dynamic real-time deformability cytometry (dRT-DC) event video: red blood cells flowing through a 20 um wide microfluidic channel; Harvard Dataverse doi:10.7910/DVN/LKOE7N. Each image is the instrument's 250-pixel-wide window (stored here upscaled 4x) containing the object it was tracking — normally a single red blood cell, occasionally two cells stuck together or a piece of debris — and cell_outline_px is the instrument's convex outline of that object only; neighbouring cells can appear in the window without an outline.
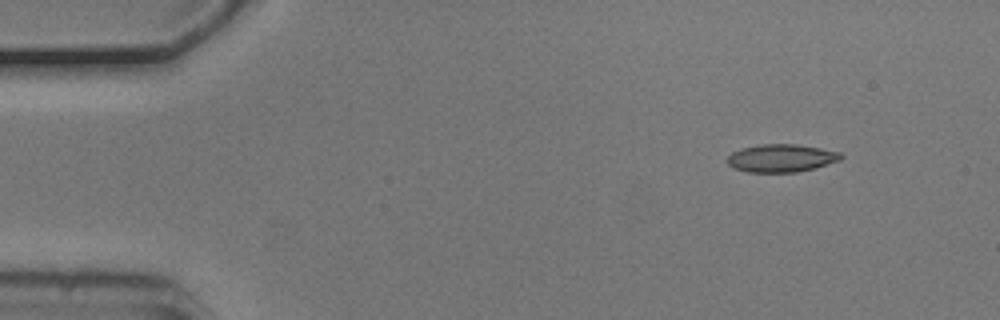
{"species": "common noctule bat (a hibernating species)", "species_latin": "Nyctalus noctula", "temperature_condition": "cold", "stored_images_in_passage": 3, "camera_frame_rate_fps": 3000, "um_per_image_px": 0.085, "animal": {"sex": "male", "body_mass_g": 20.5, "forearm_length_mm": 52.5}, "frame": {"image": 1, "passage_image": 3, "time_ms": 0.667, "image_size_px": [1000, 320], "cell_outline_px": [[844, 156], [840, 160], [816, 168], [796, 172], [748, 172], [732, 168], [728, 164], [728, 156], [732, 152], [740, 148], [760, 144], [796, 144], [820, 148], [840, 152]], "centroid_in_image_um": [66.4, 13.44], "position_along_channel_um": 18.6, "area_um2": 18.55}}